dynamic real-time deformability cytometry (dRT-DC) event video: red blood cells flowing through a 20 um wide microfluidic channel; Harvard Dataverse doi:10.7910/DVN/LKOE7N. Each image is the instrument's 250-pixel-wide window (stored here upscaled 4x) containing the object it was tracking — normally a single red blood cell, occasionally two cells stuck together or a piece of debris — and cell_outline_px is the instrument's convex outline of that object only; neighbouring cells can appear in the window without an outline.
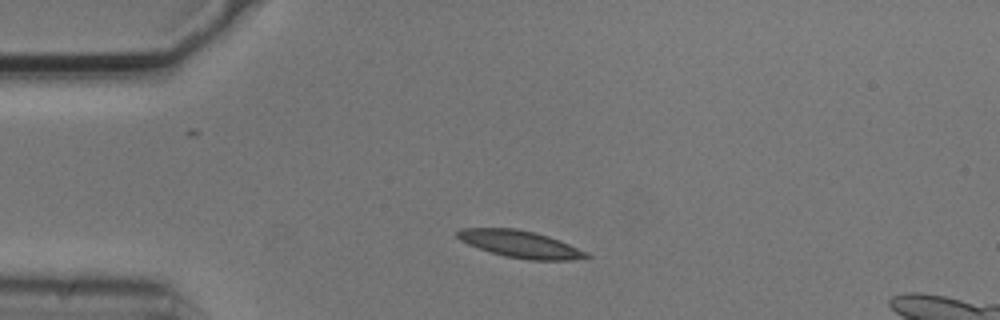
{"species": "common noctule bat (a hibernating species)", "species_latin": "Nyctalus noctula", "temperature_condition": "cold", "stored_images_in_passage": 3, "camera_frame_rate_fps": 3000, "um_per_image_px": 0.085, "animal": {"sex": "male", "body_mass_g": 20.5, "forearm_length_mm": 52.5}, "frame": {"image": 1, "passage_image": 1, "time_ms": 0.0, "image_size_px": [1000, 320], "cell_outline_px": [[592, 256], [572, 260], [528, 260], [504, 256], [468, 244], [460, 240], [456, 236], [456, 232], [464, 228], [516, 228], [536, 232], [560, 240], [588, 252]], "centroid_in_image_um": [44.26, 20.75], "position_along_channel_um": 40.7, "area_um2": 20.35}}